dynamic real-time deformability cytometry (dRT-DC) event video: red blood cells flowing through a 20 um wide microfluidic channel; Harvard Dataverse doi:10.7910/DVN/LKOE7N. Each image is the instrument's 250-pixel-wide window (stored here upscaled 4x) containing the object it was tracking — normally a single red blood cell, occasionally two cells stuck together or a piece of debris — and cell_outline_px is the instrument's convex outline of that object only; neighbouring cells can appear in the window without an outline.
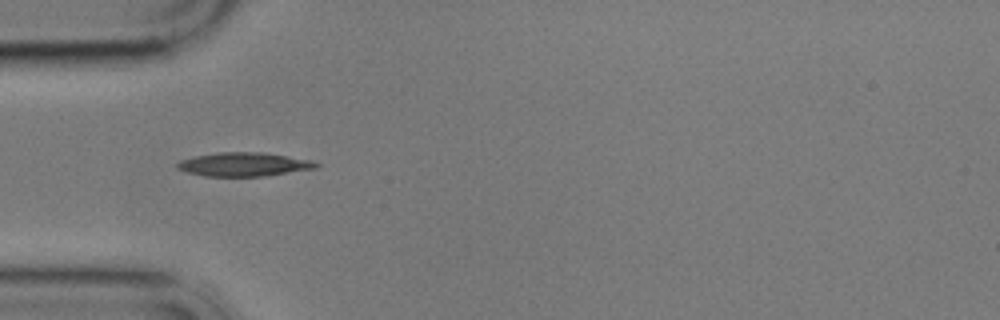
{"species": "common noctule bat (a hibernating species)", "species_latin": "Nyctalus noctula", "temperature_condition": "cold", "stored_images_in_passage": 2, "camera_frame_rate_fps": 3000, "um_per_image_px": 0.085, "animal": {"sex": "male", "body_mass_g": 17.9}, "frame": {"image": 1, "passage_image": 1, "time_ms": 0.0, "image_size_px": [1000, 320], "cell_outline_px": [[320, 164], [316, 168], [268, 176], [204, 176], [188, 172], [176, 168], [176, 164], [180, 160], [196, 156], [220, 152], [264, 152], [312, 160]], "centroid_in_image_um": [20.76, 13.97], "position_along_channel_um": 64.2, "area_um2": 19.25}}
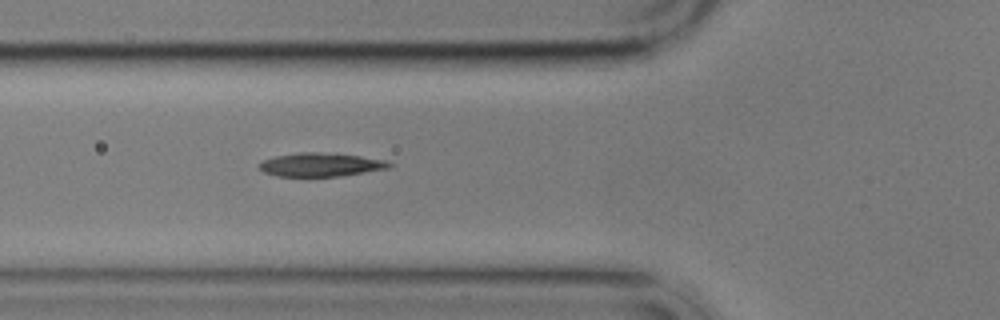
{"frame": {"image": 2, "passage_image": 2, "time_ms": 1.0, "image_size_px": [1000, 320], "cell_outline_px": [[396, 164], [388, 168], [340, 176], [276, 176], [264, 172], [256, 164], [264, 160], [276, 156], [300, 152], [320, 152], [360, 156], [384, 160]], "centroid_in_image_um": [27.25, 13.99], "position_along_channel_um": 98.5, "area_um2": 17.74}}